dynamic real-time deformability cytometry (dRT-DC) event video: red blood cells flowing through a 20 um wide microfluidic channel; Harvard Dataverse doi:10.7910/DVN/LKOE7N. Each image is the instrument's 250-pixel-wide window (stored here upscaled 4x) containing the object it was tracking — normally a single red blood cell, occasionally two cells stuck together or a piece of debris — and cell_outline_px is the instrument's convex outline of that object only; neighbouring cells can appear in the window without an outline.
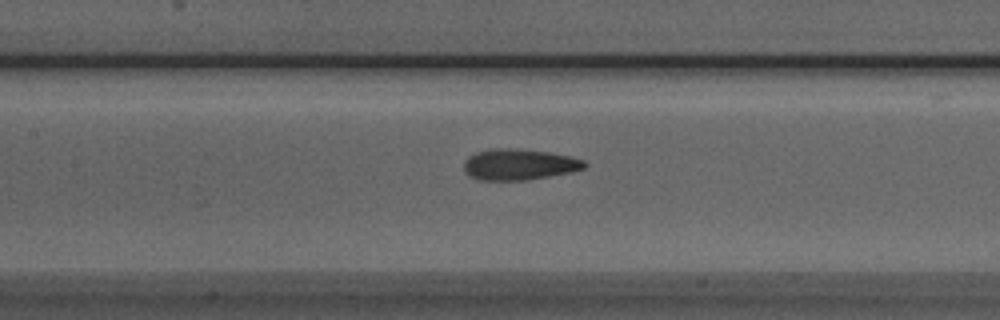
{"species": "Egyptian fruit bat (a non-hibernating species)", "species_latin": "Rousettus aegyptiacus", "temperature_condition": "room temperature", "stored_images_in_passage": 31, "camera_frame_rate_fps": 3000, "um_per_image_px": 0.085, "animal": {"sex": "male"}, "frame": {"image": 1, "passage_image": 8, "time_ms": 2.333, "image_size_px": [1000, 320], "cell_outline_px": [[588, 164], [584, 168], [572, 172], [524, 180], [480, 180], [468, 176], [464, 172], [464, 160], [468, 156], [476, 152], [496, 148], [508, 148], [548, 152], [568, 156], [584, 160]], "centroid_in_image_um": [44.09, 13.98], "position_along_channel_um": 163.3, "area_um2": 21.73}}
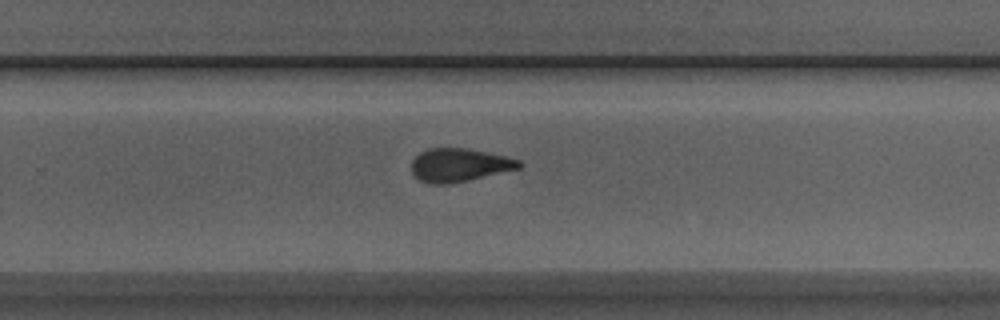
{"frame": {"image": 2, "passage_image": 18, "time_ms": 5.667, "image_size_px": [1000, 320], "cell_outline_px": [[524, 164], [520, 168], [448, 184], [428, 184], [420, 180], [412, 172], [412, 160], [420, 152], [428, 148], [468, 148], [504, 156], [520, 160]], "centroid_in_image_um": [39.02, 14.02], "position_along_channel_um": 290.8, "area_um2": 20.69}}
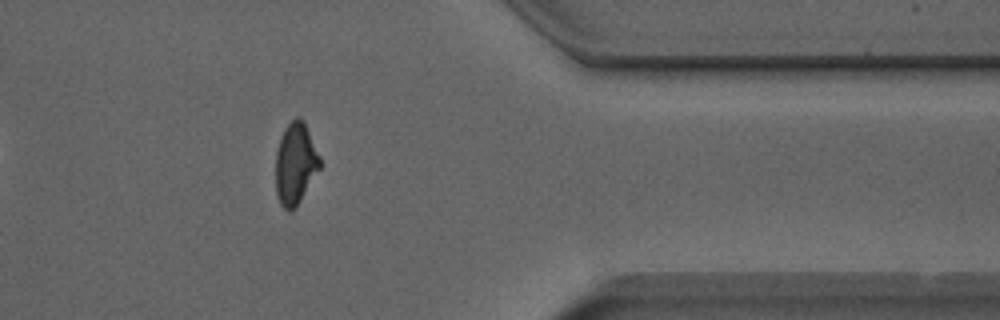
{"frame": {"image": 3, "passage_image": 27, "time_ms": 8.667, "image_size_px": [1000, 320], "cell_outline_px": [[320, 168], [296, 208], [292, 212], [288, 212], [280, 204], [276, 196], [276, 152], [284, 128], [296, 116], [300, 116], [304, 120], [320, 156]], "centroid_in_image_um": [25.11, 13.92], "position_along_channel_um": 386.3, "area_um2": 21.21}}